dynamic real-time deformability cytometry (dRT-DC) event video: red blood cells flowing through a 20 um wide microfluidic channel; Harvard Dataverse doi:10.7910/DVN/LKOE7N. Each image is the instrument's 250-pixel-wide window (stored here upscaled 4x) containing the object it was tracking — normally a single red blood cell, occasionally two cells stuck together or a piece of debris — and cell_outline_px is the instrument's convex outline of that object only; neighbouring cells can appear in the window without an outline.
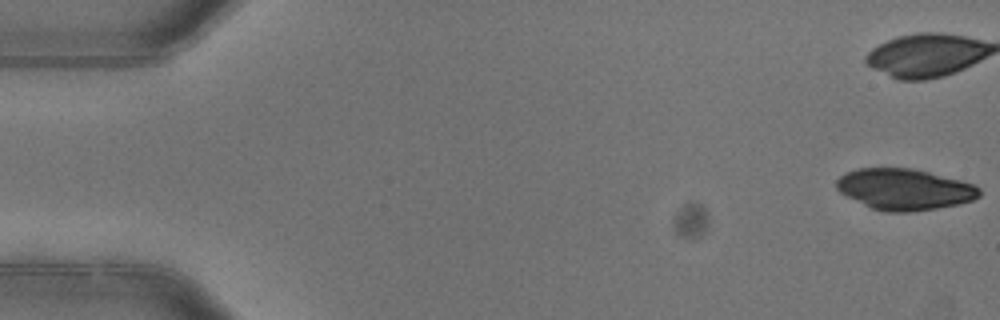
{"species": "common noctule bat (a hibernating species)", "species_latin": "Nyctalus noctula", "temperature_condition": "warm", "stored_images_in_passage": 5, "camera_frame_rate_fps": 3000, "um_per_image_px": 0.085, "animal": {"sex": "female"}, "frame": {"image": 1, "passage_image": 1, "time_ms": 0.0, "image_size_px": [1000, 320], "cell_outline_px": [[980, 196], [972, 200], [956, 204], [936, 208], [912, 212], [884, 212], [872, 208], [840, 192], [836, 188], [836, 180], [844, 172], [856, 168], [912, 168], [976, 184], [980, 188]], "centroid_in_image_um": [76.87, 16.08], "position_along_channel_um": 8.1, "area_um2": 34.16}}